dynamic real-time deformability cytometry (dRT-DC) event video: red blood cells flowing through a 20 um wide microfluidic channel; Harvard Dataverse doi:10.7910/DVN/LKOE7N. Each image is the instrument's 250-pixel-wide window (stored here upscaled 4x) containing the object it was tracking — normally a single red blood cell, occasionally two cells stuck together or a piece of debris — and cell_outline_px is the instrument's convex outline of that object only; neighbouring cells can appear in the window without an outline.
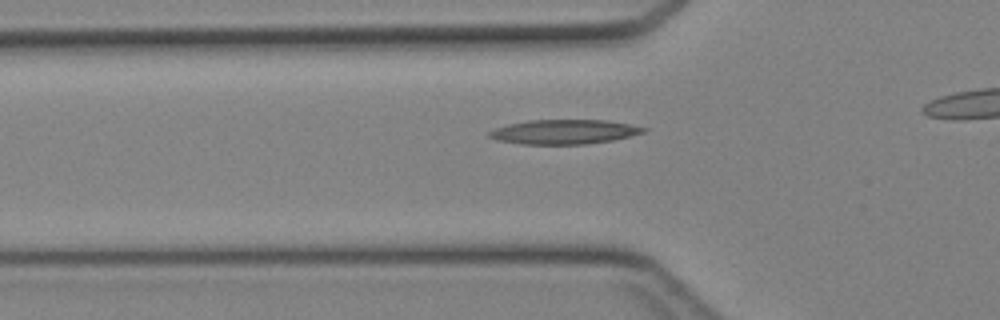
{"species": "Egyptian fruit bat (a non-hibernating species)", "species_latin": "Rousettus aegyptiacus", "temperature_condition": "cold", "stored_images_in_passage": 24, "camera_frame_rate_fps": 3000, "um_per_image_px": 0.085, "animal": {"sex": "female"}, "frame": {"image": 1, "passage_image": 2, "time_ms": 0.333, "image_size_px": [1000, 320], "cell_outline_px": [[648, 128], [644, 132], [612, 140], [584, 144], [524, 144], [496, 140], [488, 136], [488, 132], [496, 128], [508, 124], [528, 120], [608, 120], [632, 124]], "centroid_in_image_um": [47.95, 11.2], "position_along_channel_um": 77.9, "area_um2": 21.91}}
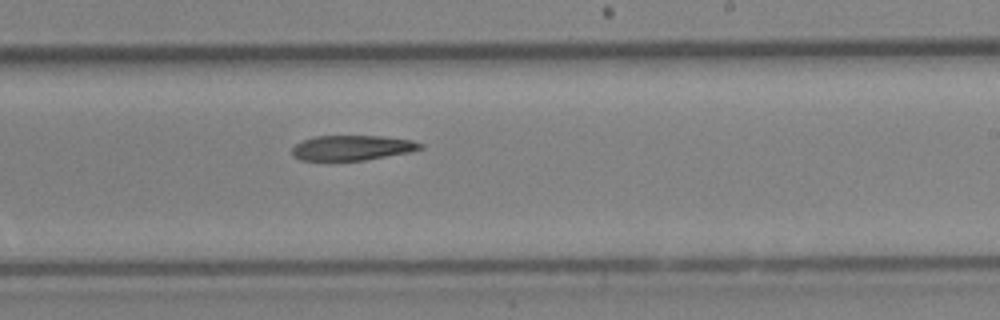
{"frame": {"image": 2, "passage_image": 14, "time_ms": 4.333, "image_size_px": [1000, 320], "cell_outline_px": [[424, 148], [412, 152], [364, 160], [300, 160], [292, 156], [292, 148], [296, 144], [304, 140], [316, 136], [380, 136], [412, 140], [424, 144]], "centroid_in_image_um": [29.97, 12.56], "position_along_channel_um": 259.0, "area_um2": 18.73}}
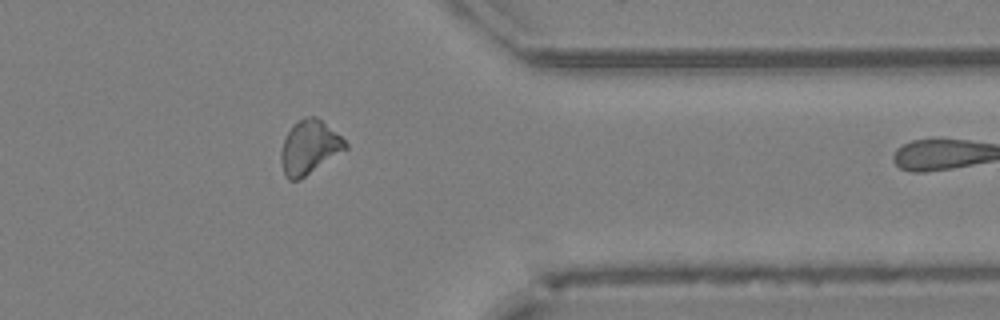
{"frame": {"image": 3, "passage_image": 23, "time_ms": 7.333, "image_size_px": [1000, 320], "cell_outline_px": [[348, 148], [300, 180], [288, 180], [284, 176], [280, 160], [280, 152], [284, 140], [292, 124], [308, 116], [316, 116], [336, 132], [348, 144]], "centroid_in_image_um": [26.27, 12.54], "position_along_channel_um": 385.1, "area_um2": 20.17}}